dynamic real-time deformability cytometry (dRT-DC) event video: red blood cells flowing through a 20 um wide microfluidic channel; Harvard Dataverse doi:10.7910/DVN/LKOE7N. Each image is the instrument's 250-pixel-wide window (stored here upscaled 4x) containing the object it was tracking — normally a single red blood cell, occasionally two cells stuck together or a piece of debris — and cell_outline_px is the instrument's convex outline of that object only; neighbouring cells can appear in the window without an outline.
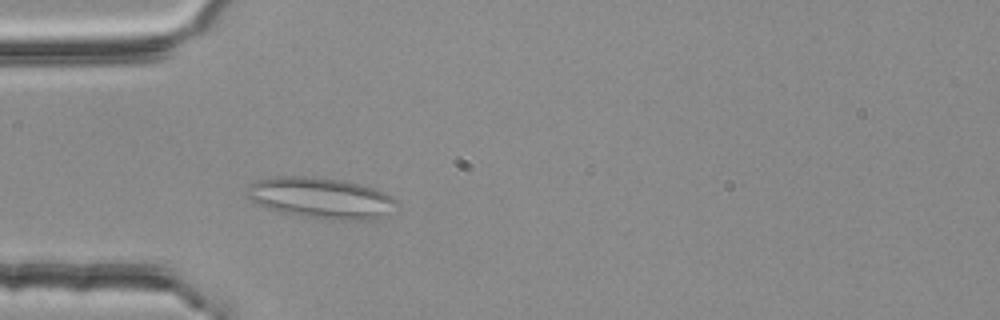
{"species": "common noctule bat (a hibernating species)", "species_latin": "Nyctalus noctula", "temperature_condition": "room temperature", "stored_images_in_passage": 48, "segment_of_instrument_passage": [1, 2], "camera_frame_rate_fps": 3000, "um_per_image_px": 0.085, "animal": {"sex": "female", "body_mass_g": 25.1}, "frame": {"image": 1, "passage_image": 13, "time_ms": 4.0, "image_size_px": [1000, 320], "cell_outline_px": [[400, 204], [384, 216], [372, 220], [320, 220], [280, 212], [268, 208], [252, 200], [248, 196], [248, 184], [256, 180], [288, 176], [304, 176], [340, 180], [360, 184], [376, 188], [392, 196]], "centroid_in_image_um": [27.35, 16.85], "position_along_channel_um": 57.7, "area_um2": 35.89}}